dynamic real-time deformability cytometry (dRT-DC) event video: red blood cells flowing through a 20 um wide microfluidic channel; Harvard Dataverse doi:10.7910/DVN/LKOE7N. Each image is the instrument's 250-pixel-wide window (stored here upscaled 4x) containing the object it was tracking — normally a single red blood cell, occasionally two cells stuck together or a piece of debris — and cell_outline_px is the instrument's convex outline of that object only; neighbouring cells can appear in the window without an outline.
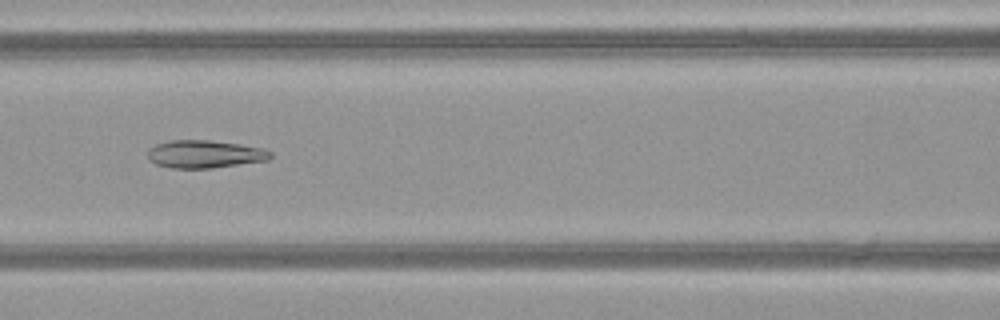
{"species": "common noctule bat (a hibernating species)", "species_latin": "Nyctalus noctula", "temperature_condition": "warm", "stored_images_in_passage": 49, "camera_frame_rate_fps": 3000, "um_per_image_px": 0.085, "animal": {"sex": "female", "body_mass_g": 21.9}, "frame": {"image": 1, "passage_image": 22, "time_ms": 7.0, "image_size_px": [1000, 320], "cell_outline_px": [[272, 156], [268, 160], [212, 168], [172, 168], [156, 164], [148, 160], [148, 148], [156, 144], [168, 140], [208, 140], [240, 144], [264, 148], [272, 152]], "centroid_in_image_um": [17.39, 13.09], "position_along_channel_um": 149.2, "area_um2": 20.0}}
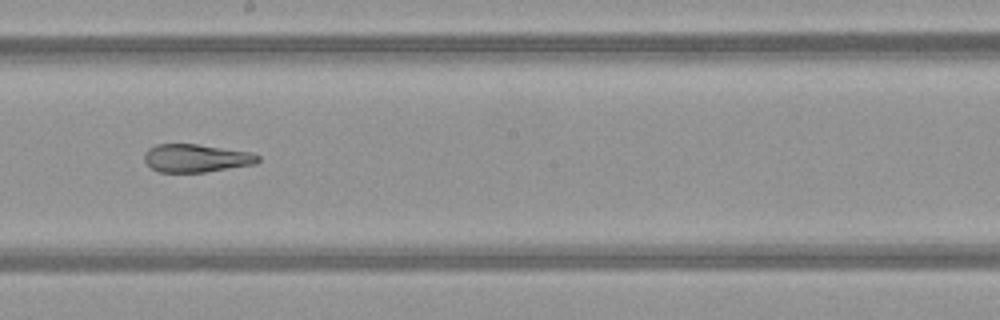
{"frame": {"image": 2, "passage_image": 28, "time_ms": 9.0, "image_size_px": [1000, 320], "cell_outline_px": [[260, 160], [256, 164], [204, 172], [160, 172], [152, 168], [144, 160], [144, 152], [148, 148], [156, 144], [196, 144], [252, 152], [260, 156]], "centroid_in_image_um": [16.68, 13.44], "position_along_channel_um": 231.5, "area_um2": 18.61}}
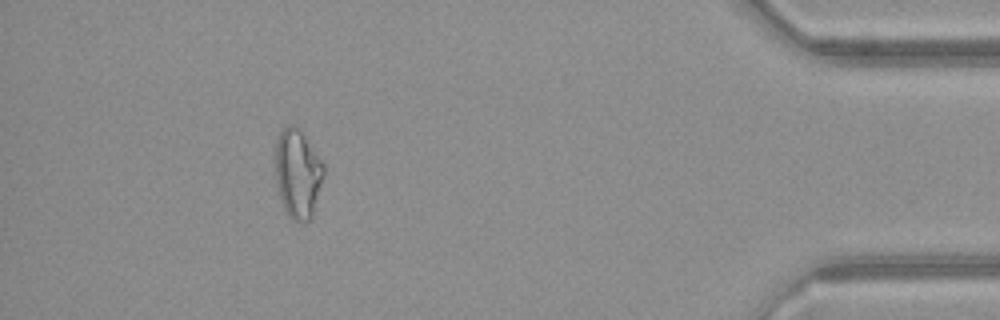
{"frame": {"image": 3, "passage_image": 45, "time_ms": 14.667, "image_size_px": [1000, 320], "cell_outline_px": [[324, 176], [312, 216], [304, 224], [292, 220], [288, 216], [284, 208], [280, 196], [276, 180], [276, 136], [288, 124], [292, 124], [300, 128], [324, 164]], "centroid_in_image_um": [25.31, 14.75], "position_along_channel_um": 409.9, "area_um2": 25.2}, "authors_computed_cell_mechanics": {"area_um2": 23.5246, "velocity_mm_per_s": 4.1217, "shape_relaxation_time_tau1_ms": null, "shape_relaxation_time_tau2_ms": 2.9915, "deformation_change_tau1": null, "deformation_change_tau2": 0.0901}}